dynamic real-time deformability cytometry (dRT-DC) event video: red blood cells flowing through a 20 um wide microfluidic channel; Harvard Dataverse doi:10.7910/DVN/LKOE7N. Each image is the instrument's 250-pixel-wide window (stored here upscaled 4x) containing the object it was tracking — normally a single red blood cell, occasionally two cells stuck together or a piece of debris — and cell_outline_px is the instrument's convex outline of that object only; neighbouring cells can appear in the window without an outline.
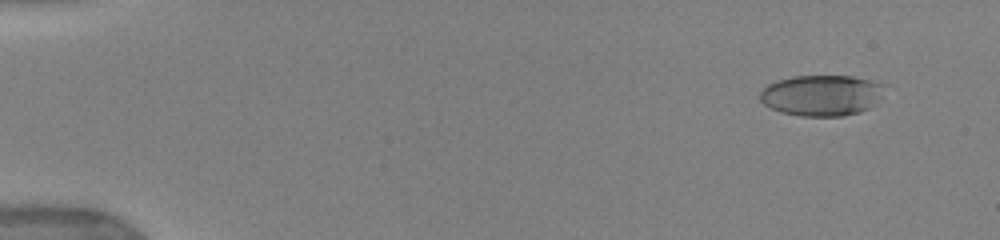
{"species": "human", "species_latin": "Homo sapiens", "temperature_condition": "warm", "stored_images_in_passage": 7, "camera_frame_rate_fps": 3000, "um_per_image_px": 0.085, "donor": {"sex": "female"}, "frame": {"image": 1, "passage_image": 2, "time_ms": 1.0, "image_size_px": [1000, 240], "cell_outline_px": [[880, 96], [868, 108], [860, 112], [844, 116], [800, 116], [780, 112], [764, 104], [760, 100], [760, 92], [768, 84], [776, 80], [792, 76], [852, 76], [868, 80], [880, 84]], "centroid_in_image_um": [69.74, 8.11], "position_along_channel_um": 15.3, "area_um2": 29.25}}